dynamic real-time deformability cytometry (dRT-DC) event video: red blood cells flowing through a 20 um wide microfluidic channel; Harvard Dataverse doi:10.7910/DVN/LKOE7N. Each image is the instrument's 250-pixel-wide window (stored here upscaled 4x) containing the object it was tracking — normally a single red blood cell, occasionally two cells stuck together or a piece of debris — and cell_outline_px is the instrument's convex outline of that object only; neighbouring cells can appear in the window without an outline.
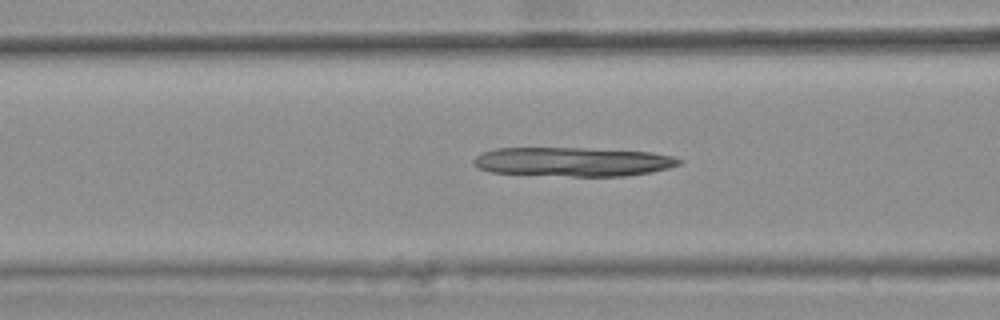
{"species": "common noctule bat (a hibernating species)", "species_latin": "Nyctalus noctula", "temperature_condition": "warm", "stored_images_in_passage": 48, "camera_frame_rate_fps": 3000, "um_per_image_px": 0.085, "animal": {"sex": "female", "body_mass_g": 25.1}, "frame": {"image": 1, "passage_image": 21, "time_ms": 6.667, "image_size_px": [1000, 320], "cell_outline_px": [[684, 160], [680, 164], [668, 168], [652, 172], [624, 176], [572, 176], [488, 172], [480, 168], [472, 160], [476, 156], [484, 152], [496, 148], [588, 148], [652, 152], [672, 156]], "centroid_in_image_um": [48.74, 13.74], "position_along_channel_um": 117.9, "area_um2": 34.8}}
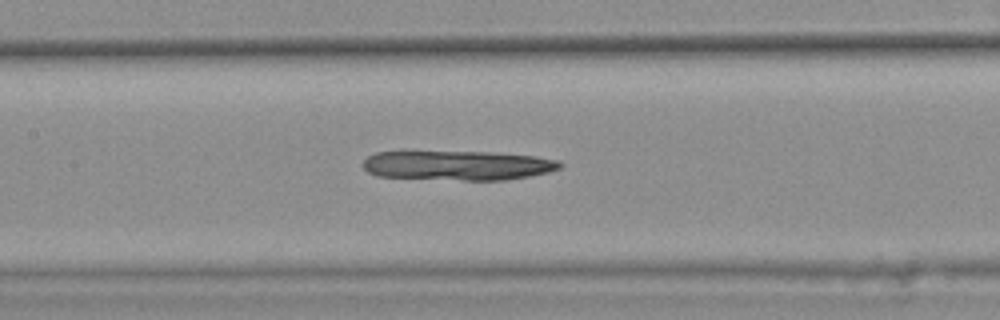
{"frame": {"image": 2, "passage_image": 25, "time_ms": 8.0, "image_size_px": [1000, 320], "cell_outline_px": [[564, 164], [560, 168], [548, 172], [528, 176], [504, 180], [464, 180], [376, 176], [368, 172], [364, 168], [364, 160], [368, 156], [376, 152], [488, 152], [536, 156], [560, 160]], "centroid_in_image_um": [38.95, 14.06], "position_along_channel_um": 168.5, "area_um2": 33.76}}
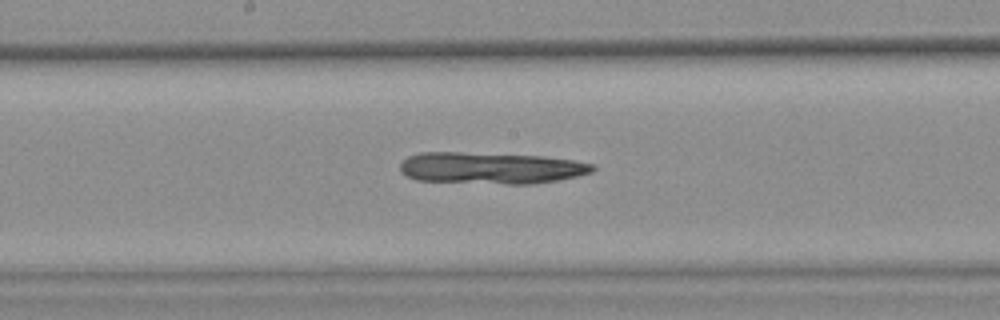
{"frame": {"image": 3, "passage_image": 28, "time_ms": 9.0, "image_size_px": [1000, 320], "cell_outline_px": [[596, 168], [592, 172], [576, 176], [556, 180], [532, 184], [508, 184], [416, 180], [408, 176], [400, 168], [400, 164], [408, 156], [420, 152], [460, 152], [544, 156], [572, 160], [592, 164]], "centroid_in_image_um": [41.72, 14.27], "position_along_channel_um": 206.5, "area_um2": 35.26}}